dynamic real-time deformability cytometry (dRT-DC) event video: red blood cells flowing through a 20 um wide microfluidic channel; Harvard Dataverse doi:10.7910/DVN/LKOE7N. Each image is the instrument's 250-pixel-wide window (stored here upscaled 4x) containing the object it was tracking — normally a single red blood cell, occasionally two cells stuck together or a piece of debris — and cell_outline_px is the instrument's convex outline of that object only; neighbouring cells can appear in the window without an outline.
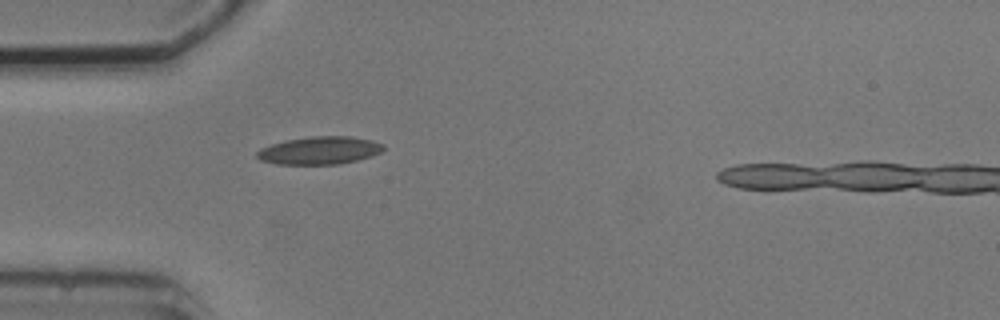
{"species": "common noctule bat (a hibernating species)", "species_latin": "Nyctalus noctula", "temperature_condition": "cold", "stored_images_in_passage": 1, "camera_frame_rate_fps": 3000, "um_per_image_px": 0.085, "animal": {"sex": "male", "body_mass_g": 20.5, "forearm_length_mm": 52.5}, "frame": {"image": 1, "passage_image": 1, "time_ms": 0.0, "image_size_px": [1000, 320], "cell_outline_px": [[384, 148], [380, 152], [372, 156], [340, 164], [276, 164], [260, 160], [256, 156], [256, 152], [260, 148], [284, 140], [312, 136], [348, 136], [372, 140], [384, 144]], "centroid_in_image_um": [27.15, 12.78], "position_along_channel_um": 57.9, "area_um2": 20.52}}